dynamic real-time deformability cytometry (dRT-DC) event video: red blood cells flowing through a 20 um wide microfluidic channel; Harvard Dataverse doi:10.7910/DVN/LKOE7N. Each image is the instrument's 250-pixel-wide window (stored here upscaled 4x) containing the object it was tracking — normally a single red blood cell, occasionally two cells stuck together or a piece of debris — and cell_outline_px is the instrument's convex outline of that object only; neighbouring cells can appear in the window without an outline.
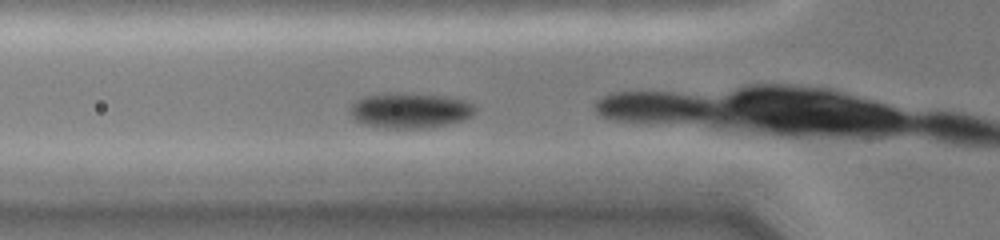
{"species": "common noctule bat (a hibernating species)", "species_latin": "Nyctalus noctula", "temperature_condition": "cold", "stored_images_in_passage": 12, "camera_frame_rate_fps": 3000, "um_per_image_px": 0.085, "animal": {"sex": "female", "body_mass_g": 19.0, "forearm_length_mm": 51.5}, "frame": {"image": 1, "passage_image": 11, "time_ms": 3.333, "image_size_px": [1000, 240], "cell_outline_px": [[476, 108], [472, 116], [460, 120], [444, 124], [424, 128], [388, 128], [364, 124], [356, 120], [352, 116], [352, 104], [356, 100], [364, 96], [388, 92], [448, 96], [464, 100], [472, 104]], "centroid_in_image_um": [34.85, 9.37], "position_along_channel_um": 91.0, "area_um2": 25.43}}